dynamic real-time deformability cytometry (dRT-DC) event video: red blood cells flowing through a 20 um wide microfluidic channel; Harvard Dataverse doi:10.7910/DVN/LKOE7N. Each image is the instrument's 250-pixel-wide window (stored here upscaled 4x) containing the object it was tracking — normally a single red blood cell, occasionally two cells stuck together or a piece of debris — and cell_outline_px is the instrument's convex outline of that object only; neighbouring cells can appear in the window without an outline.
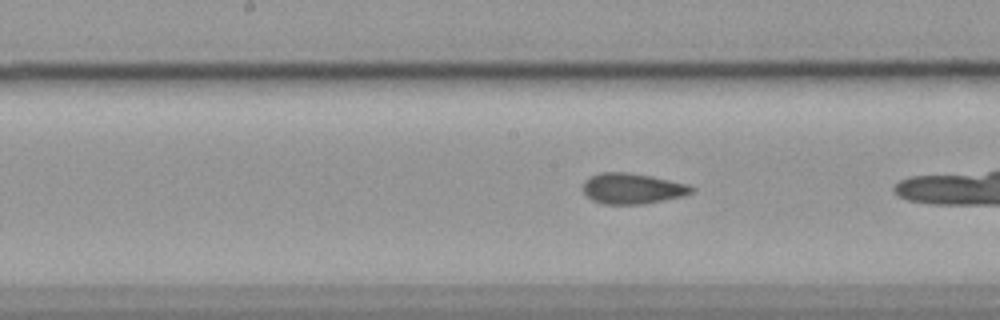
{"species": "common noctule bat (a hibernating species)", "species_latin": "Nyctalus noctula", "temperature_condition": "cold", "stored_images_in_passage": 20, "camera_frame_rate_fps": 3000, "um_per_image_px": 0.085, "animal": {"sex": "female", "body_mass_g": 19.9}, "frame": {"image": 1, "passage_image": 12, "time_ms": 3.667, "image_size_px": [1000, 320], "cell_outline_px": [[696, 188], [692, 192], [684, 196], [644, 204], [604, 204], [592, 200], [584, 192], [584, 180], [600, 172], [628, 172], [652, 176], [688, 184]], "centroid_in_image_um": [53.78, 16.02], "position_along_channel_um": 194.4, "area_um2": 19.42}}